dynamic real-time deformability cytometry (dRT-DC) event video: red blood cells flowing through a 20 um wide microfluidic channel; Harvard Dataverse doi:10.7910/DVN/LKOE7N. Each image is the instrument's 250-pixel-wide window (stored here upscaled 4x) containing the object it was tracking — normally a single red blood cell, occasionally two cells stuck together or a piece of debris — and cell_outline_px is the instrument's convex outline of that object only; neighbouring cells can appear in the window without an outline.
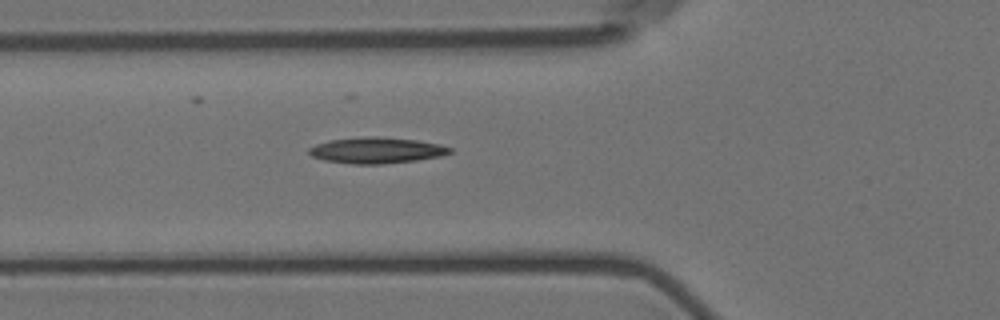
{"species": "Egyptian fruit bat (a non-hibernating species)", "species_latin": "Rousettus aegyptiacus", "temperature_condition": "room temperature", "stored_images_in_passage": 5, "camera_frame_rate_fps": 3000, "um_per_image_px": 0.085, "animal": {"sex": "female"}, "frame": {"image": 1, "passage_image": 5, "time_ms": 4.667, "image_size_px": [1000, 320], "cell_outline_px": [[452, 152], [440, 156], [416, 160], [380, 164], [352, 164], [324, 160], [312, 156], [308, 152], [308, 148], [316, 144], [328, 140], [372, 136], [376, 136], [416, 140], [440, 144], [452, 148]], "centroid_in_image_um": [31.99, 12.77], "position_along_channel_um": 93.8, "area_um2": 21.27}}